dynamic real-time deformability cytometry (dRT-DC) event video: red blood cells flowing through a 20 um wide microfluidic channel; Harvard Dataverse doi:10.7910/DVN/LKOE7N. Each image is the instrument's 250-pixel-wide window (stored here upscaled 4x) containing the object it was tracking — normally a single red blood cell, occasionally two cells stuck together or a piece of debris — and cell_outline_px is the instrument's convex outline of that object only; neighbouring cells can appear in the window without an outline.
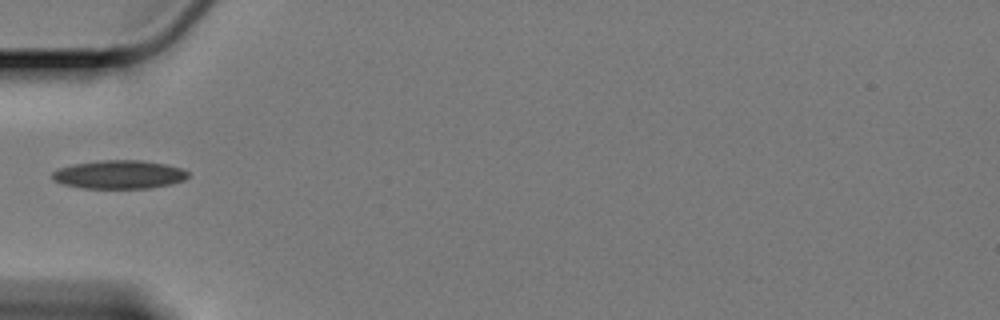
{"species": "Egyptian fruit bat (a non-hibernating species)", "species_latin": "Rousettus aegyptiacus", "temperature_condition": "cold", "stored_images_in_passage": 32, "camera_frame_rate_fps": 3000, "um_per_image_px": 0.085, "animal": {"sex": "female"}, "frame": {"image": 1, "passage_image": 1, "time_ms": 0.0, "image_size_px": [1000, 320], "cell_outline_px": [[188, 176], [184, 180], [172, 184], [148, 188], [80, 188], [64, 184], [52, 180], [52, 172], [60, 168], [72, 164], [104, 160], [140, 160], [164, 164], [184, 168], [188, 172]], "centroid_in_image_um": [10.14, 14.83], "position_along_channel_um": 74.9, "area_um2": 22.54}}
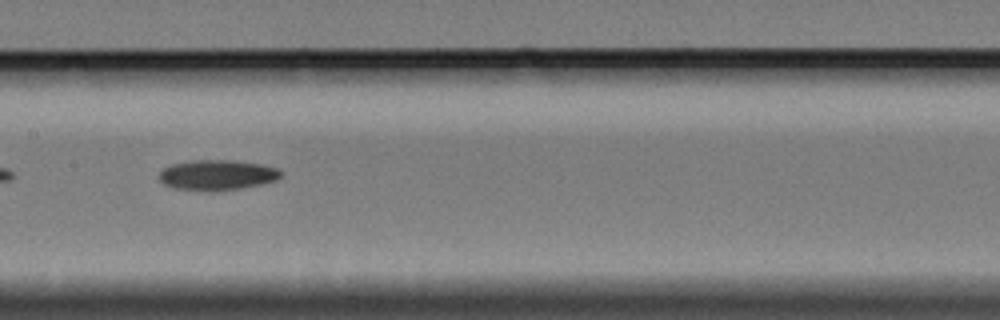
{"frame": {"image": 2, "passage_image": 11, "time_ms": 3.333, "image_size_px": [1000, 320], "cell_outline_px": [[284, 172], [276, 180], [260, 184], [240, 188], [172, 188], [164, 184], [160, 180], [160, 172], [164, 168], [172, 164], [196, 160], [236, 160], [260, 164], [276, 168]], "centroid_in_image_um": [18.49, 14.82], "position_along_channel_um": 188.9, "area_um2": 20.52}}
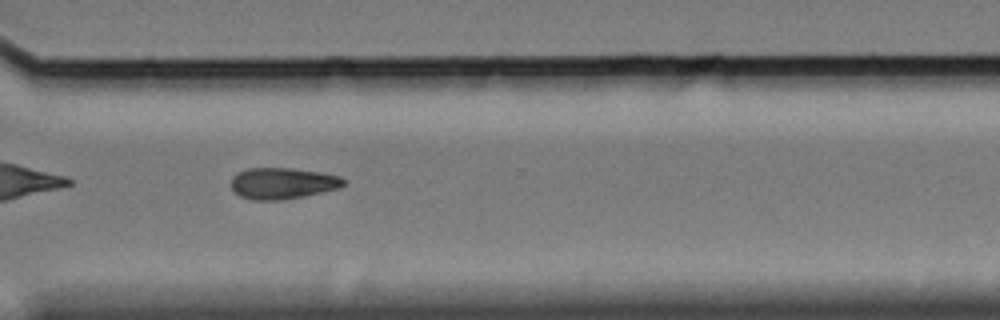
{"frame": {"image": 3, "passage_image": 25, "time_ms": 8.0, "image_size_px": [1000, 320], "cell_outline_px": [[344, 184], [340, 188], [304, 196], [284, 200], [252, 200], [240, 196], [232, 188], [232, 176], [248, 168], [292, 168], [320, 172], [340, 176], [344, 180]], "centroid_in_image_um": [24.03, 15.58], "position_along_channel_um": 346.6, "area_um2": 20.46}}